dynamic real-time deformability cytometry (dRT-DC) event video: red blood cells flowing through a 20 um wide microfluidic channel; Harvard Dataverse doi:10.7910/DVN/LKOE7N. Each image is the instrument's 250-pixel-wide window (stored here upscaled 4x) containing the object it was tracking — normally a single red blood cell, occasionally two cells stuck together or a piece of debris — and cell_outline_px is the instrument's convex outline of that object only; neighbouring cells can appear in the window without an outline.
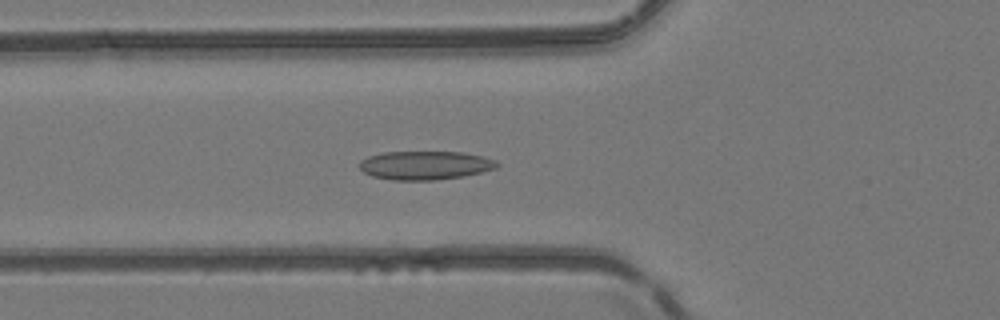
{"species": "common noctule bat (a hibernating species)", "species_latin": "Nyctalus noctula", "temperature_condition": "room temperature", "stored_images_in_passage": 50, "camera_frame_rate_fps": 3000, "um_per_image_px": 0.085, "animal": {"sex": "female", "body_mass_g": 24.6, "forearm_length_mm": 56.2}, "frame": {"image": 1, "passage_image": 18, "time_ms": 5.667, "image_size_px": [1000, 320], "cell_outline_px": [[500, 164], [496, 168], [464, 176], [432, 180], [392, 180], [372, 176], [364, 172], [360, 168], [360, 160], [368, 156], [384, 152], [460, 152], [480, 156], [496, 160]], "centroid_in_image_um": [36.12, 14.05], "position_along_channel_um": 89.7, "area_um2": 22.83}}
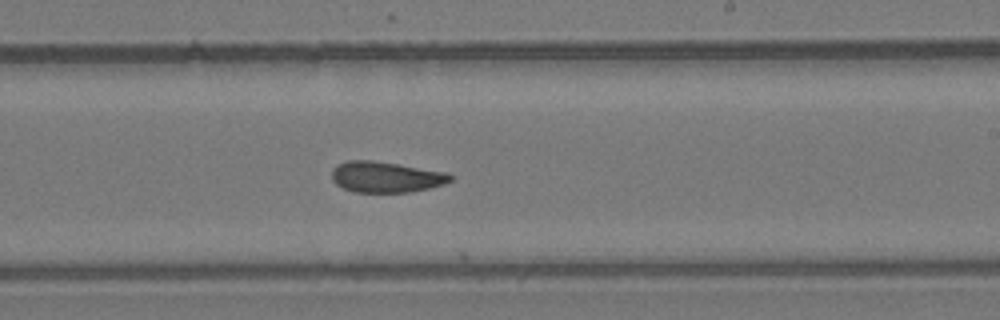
{"frame": {"image": 2, "passage_image": 30, "time_ms": 9.667, "image_size_px": [1000, 320], "cell_outline_px": [[452, 180], [444, 184], [412, 192], [356, 192], [344, 188], [336, 184], [332, 180], [332, 168], [348, 160], [372, 160], [448, 172], [452, 176]], "centroid_in_image_um": [32.81, 15.04], "position_along_channel_um": 256.2, "area_um2": 21.27}}
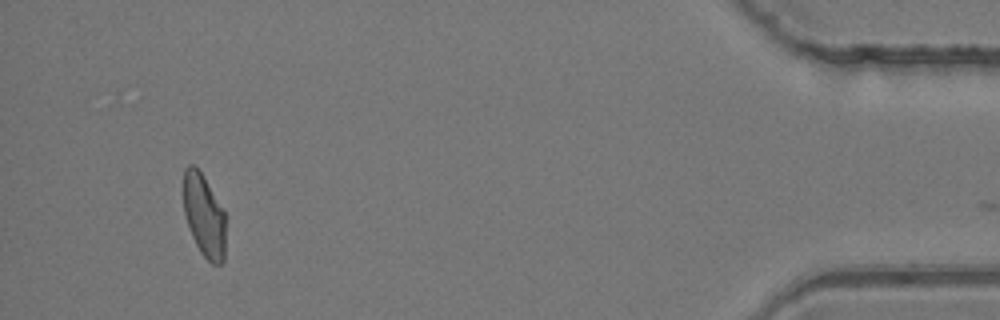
{"frame": {"image": 3, "passage_image": 47, "time_ms": 15.333, "image_size_px": [1000, 320], "cell_outline_px": [[224, 260], [220, 264], [212, 264], [200, 252], [192, 236], [184, 212], [184, 168], [188, 164], [192, 164], [200, 172], [224, 212]], "centroid_in_image_um": [17.33, 18.35], "position_along_channel_um": 417.9, "area_um2": 19.71}, "authors_computed_cell_mechanics": {"area_um2": 21.6172, "velocity_mm_per_s": 4.1546, "shape_relaxation_time_tau1_ms": null, "shape_relaxation_time_tau2_ms": 4.0075, "deformation_change_tau1": null, "deformation_change_tau2": 0.1059}}